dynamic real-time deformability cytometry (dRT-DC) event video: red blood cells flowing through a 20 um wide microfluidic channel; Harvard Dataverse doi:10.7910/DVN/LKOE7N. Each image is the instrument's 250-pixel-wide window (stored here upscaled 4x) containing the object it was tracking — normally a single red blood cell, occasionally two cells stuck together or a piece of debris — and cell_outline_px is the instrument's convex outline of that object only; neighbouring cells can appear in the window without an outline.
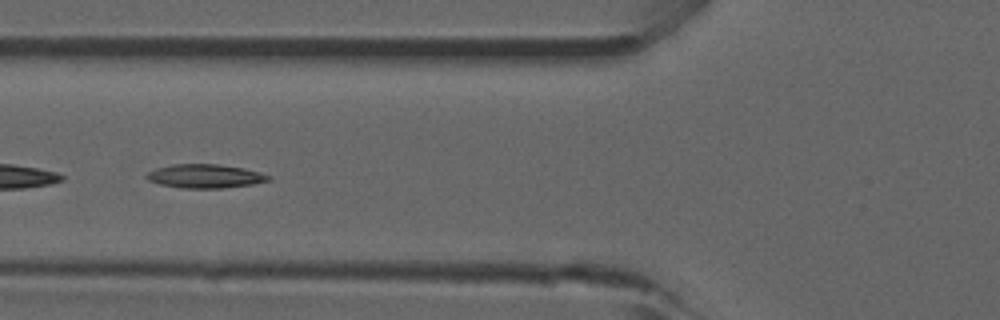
{"species": "common noctule bat (a hibernating species)", "species_latin": "Nyctalus noctula", "temperature_condition": "room temperature", "stored_images_in_passage": 35, "camera_frame_rate_fps": 3000, "um_per_image_px": 0.085, "animal": {"sex": "male", "forearm_length_mm": 52.5}, "frame": {"image": 1, "passage_image": 11, "time_ms": 3.333, "image_size_px": [1000, 320], "cell_outline_px": [[272, 180], [252, 184], [224, 188], [180, 188], [160, 184], [148, 180], [144, 176], [148, 172], [156, 168], [172, 164], [216, 164], [244, 168], [260, 172], [272, 176]], "centroid_in_image_um": [17.44, 14.97], "position_along_channel_um": 108.4, "area_um2": 16.99}}